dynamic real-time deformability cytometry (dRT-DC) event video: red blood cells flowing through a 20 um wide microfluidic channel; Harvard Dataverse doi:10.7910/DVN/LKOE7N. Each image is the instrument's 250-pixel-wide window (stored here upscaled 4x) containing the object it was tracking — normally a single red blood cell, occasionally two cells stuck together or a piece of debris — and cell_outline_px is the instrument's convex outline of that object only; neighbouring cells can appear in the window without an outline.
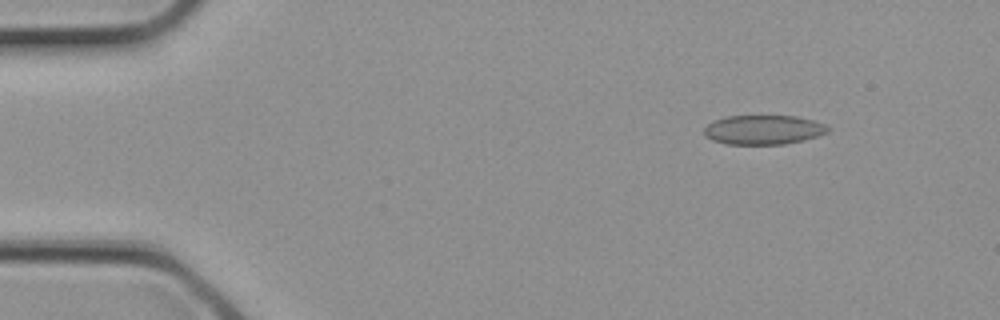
{"species": "common noctule bat (a hibernating species)", "species_latin": "Nyctalus noctula", "temperature_condition": "cold", "stored_images_in_passage": 2, "camera_frame_rate_fps": 3000, "um_per_image_px": 0.085, "animal": {"sex": "female", "body_mass_g": 21.9}, "frame": {"image": 1, "passage_image": 1, "time_ms": 0.0, "image_size_px": [1000, 320], "cell_outline_px": [[832, 128], [828, 132], [804, 140], [784, 144], [724, 144], [712, 140], [704, 136], [704, 128], [708, 124], [716, 120], [728, 116], [796, 116], [812, 120], [824, 124]], "centroid_in_image_um": [64.89, 11.04], "position_along_channel_um": 20.1, "area_um2": 21.15}}
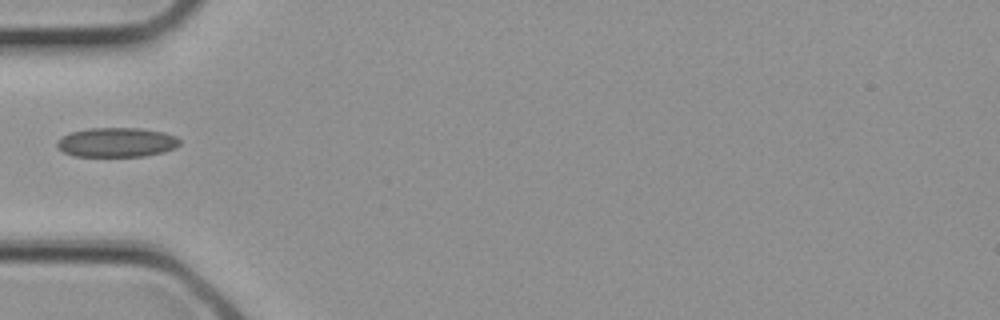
{"frame": {"image": 2, "passage_image": 2, "time_ms": 0.333, "image_size_px": [1000, 320], "cell_outline_px": [[180, 144], [164, 152], [144, 156], [72, 156], [56, 148], [56, 140], [60, 136], [68, 132], [88, 128], [140, 128], [164, 132], [176, 136], [180, 140]], "centroid_in_image_um": [9.85, 12.09], "position_along_channel_um": 75.2, "area_um2": 21.33}}